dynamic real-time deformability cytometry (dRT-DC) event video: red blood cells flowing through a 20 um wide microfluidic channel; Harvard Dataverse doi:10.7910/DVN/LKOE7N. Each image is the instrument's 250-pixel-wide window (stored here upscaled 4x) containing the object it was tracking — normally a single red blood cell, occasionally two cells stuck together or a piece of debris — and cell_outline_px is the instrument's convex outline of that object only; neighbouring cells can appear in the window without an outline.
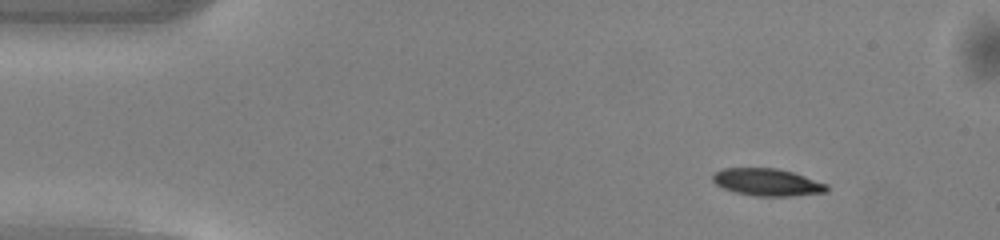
{"species": "common noctule bat (a hibernating species)", "species_latin": "Nyctalus noctula", "temperature_condition": "warm", "stored_images_in_passage": 45, "camera_frame_rate_fps": 3000, "um_per_image_px": 0.085, "animal": {"sex": "male", "body_mass_g": 13.0, "forearm_length_mm": 53.1}, "frame": {"image": 1, "passage_image": 1, "time_ms": 0.0, "image_size_px": [1000, 240], "cell_outline_px": [[828, 192], [788, 196], [756, 196], [736, 192], [724, 188], [716, 184], [712, 180], [712, 172], [720, 168], [776, 168], [792, 172], [828, 184]], "centroid_in_image_um": [65.19, 15.48], "position_along_channel_um": 19.8, "area_um2": 18.15}}
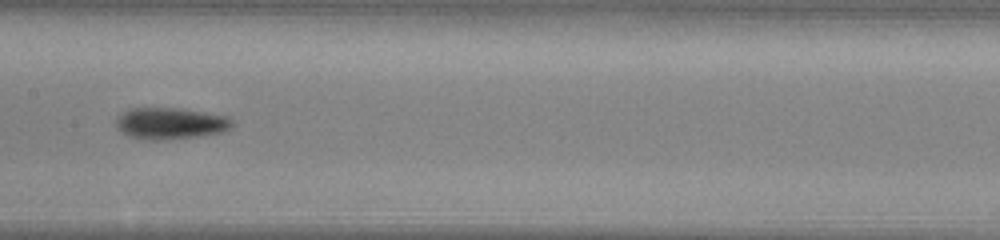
{"frame": {"image": 2, "passage_image": 20, "time_ms": 6.333, "image_size_px": [1000, 240], "cell_outline_px": [[232, 124], [228, 128], [220, 132], [200, 136], [168, 140], [148, 140], [132, 136], [124, 132], [116, 124], [116, 120], [128, 108], [180, 108], [204, 112], [224, 116], [232, 120]], "centroid_in_image_um": [14.48, 10.48], "position_along_channel_um": 192.9, "area_um2": 20.92}}
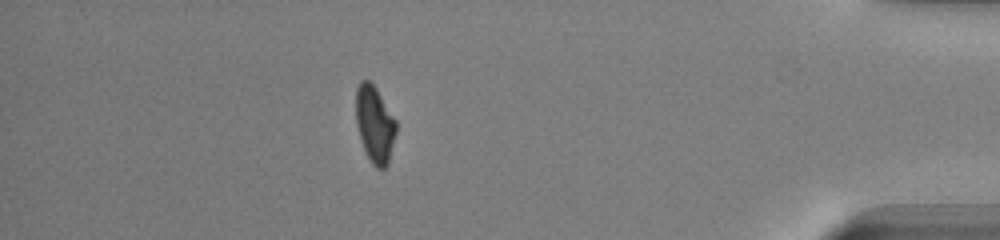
{"frame": {"image": 3, "passage_image": 39, "time_ms": 12.667, "image_size_px": [1000, 240], "cell_outline_px": [[396, 132], [388, 164], [384, 168], [376, 168], [372, 164], [360, 140], [356, 124], [356, 88], [360, 80], [368, 80], [376, 88], [396, 120]], "centroid_in_image_um": [31.84, 10.55], "position_along_channel_um": 403.4, "area_um2": 17.92}, "authors_computed_cell_mechanics": {"area_um2": 18.9584, "velocity_mm_per_s": 4.0987, "shape_relaxation_time_tau1_ms": 2.417, "shape_relaxation_time_tau2_ms": null, "deformation_change_tau1": 0.1275, "deformation_change_tau2": null}}